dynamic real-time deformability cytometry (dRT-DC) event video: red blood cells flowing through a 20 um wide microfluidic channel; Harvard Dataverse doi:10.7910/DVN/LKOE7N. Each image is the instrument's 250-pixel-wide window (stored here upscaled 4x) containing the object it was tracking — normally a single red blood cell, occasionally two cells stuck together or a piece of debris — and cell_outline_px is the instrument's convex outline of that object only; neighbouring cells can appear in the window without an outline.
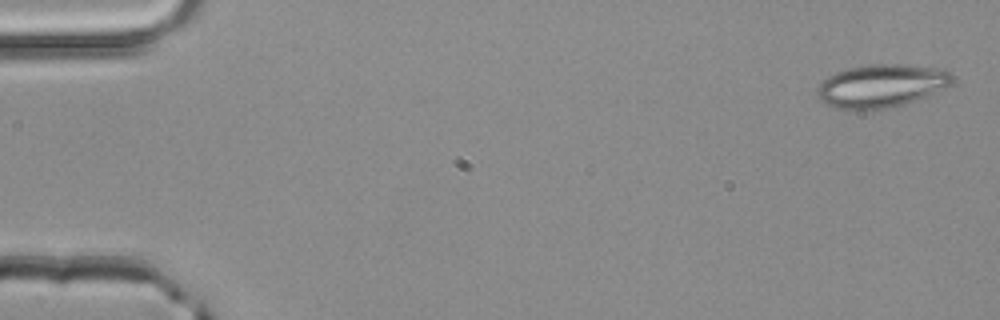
{"species": "common noctule bat (a hibernating species)", "species_latin": "Nyctalus noctula", "temperature_condition": "room temperature", "stored_images_in_passage": 4, "camera_frame_rate_fps": 3000, "um_per_image_px": 0.085, "animal": {"sex": "male", "body_mass_g": 20.4}, "frame": {"image": 1, "passage_image": 1, "time_ms": 0.0, "image_size_px": [1000, 320], "cell_outline_px": [[952, 84], [916, 100], [904, 104], [888, 108], [852, 112], [836, 108], [820, 100], [816, 96], [816, 92], [820, 84], [828, 76], [836, 72], [848, 68], [868, 64], [900, 64], [944, 68], [952, 72]], "centroid_in_image_um": [74.89, 7.31], "position_along_channel_um": 10.1, "area_um2": 34.33}}